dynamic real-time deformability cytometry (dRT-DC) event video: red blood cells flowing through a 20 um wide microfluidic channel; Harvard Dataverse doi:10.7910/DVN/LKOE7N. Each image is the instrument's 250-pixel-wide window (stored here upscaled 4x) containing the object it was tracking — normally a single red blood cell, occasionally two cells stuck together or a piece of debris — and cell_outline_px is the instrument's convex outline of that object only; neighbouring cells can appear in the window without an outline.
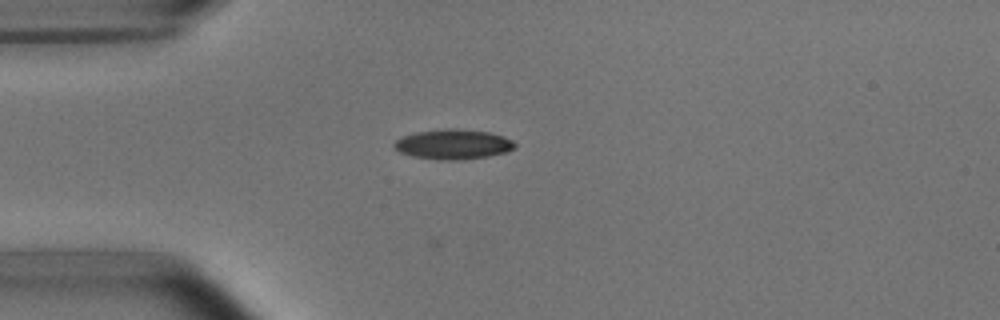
{"species": "common noctule bat (a hibernating species)", "species_latin": "Nyctalus noctula", "temperature_condition": "room temperature", "stored_images_in_passage": 1, "camera_frame_rate_fps": 3000, "um_per_image_px": 0.085, "animal": {"sex": "male", "body_mass_g": 15.6}, "frame": {"image": 1, "passage_image": 1, "time_ms": 0.0, "image_size_px": [1000, 320], "cell_outline_px": [[516, 148], [504, 152], [488, 156], [456, 160], [440, 160], [412, 156], [400, 152], [392, 144], [396, 140], [404, 136], [416, 132], [448, 128], [456, 128], [488, 132], [504, 136], [512, 140], [516, 144]], "centroid_in_image_um": [38.53, 12.26], "position_along_channel_um": 46.5, "area_um2": 20.92}}